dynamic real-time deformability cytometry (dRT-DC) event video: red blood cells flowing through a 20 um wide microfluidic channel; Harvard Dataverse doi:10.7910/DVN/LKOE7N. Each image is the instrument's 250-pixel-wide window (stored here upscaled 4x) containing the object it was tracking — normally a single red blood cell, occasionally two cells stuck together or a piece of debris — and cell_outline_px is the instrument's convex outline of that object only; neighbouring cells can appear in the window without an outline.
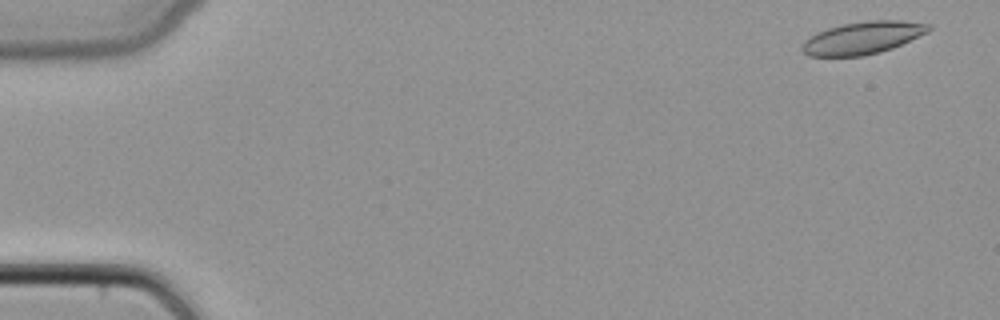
{"species": "common noctule bat (a hibernating species)", "species_latin": "Nyctalus noctula", "temperature_condition": "cold", "stored_images_in_passage": 47, "camera_frame_rate_fps": 3000, "um_per_image_px": 0.085, "animal": {"sex": "female", "body_mass_g": 22.7, "forearm_length_mm": 54.2}, "frame": {"image": 1, "passage_image": 2, "time_ms": 0.333, "image_size_px": [1000, 320], "cell_outline_px": [[932, 28], [928, 32], [892, 48], [880, 52], [864, 56], [808, 56], [800, 48], [804, 40], [816, 32], [828, 28], [844, 24], [868, 20], [900, 20], [932, 24]], "centroid_in_image_um": [73.33, 3.21], "position_along_channel_um": 11.7, "area_um2": 23.99}}
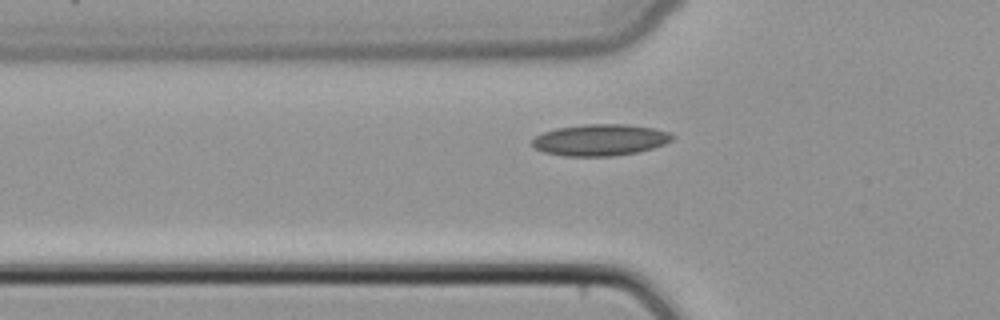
{"frame": {"image": 2, "passage_image": 16, "time_ms": 5.0, "image_size_px": [1000, 320], "cell_outline_px": [[676, 136], [672, 140], [664, 144], [652, 148], [636, 152], [612, 156], [564, 156], [544, 152], [536, 148], [532, 144], [532, 140], [536, 136], [544, 132], [556, 128], [584, 124], [628, 124], [652, 128], [668, 132]], "centroid_in_image_um": [51.02, 11.89], "position_along_channel_um": 74.8, "area_um2": 25.61}}
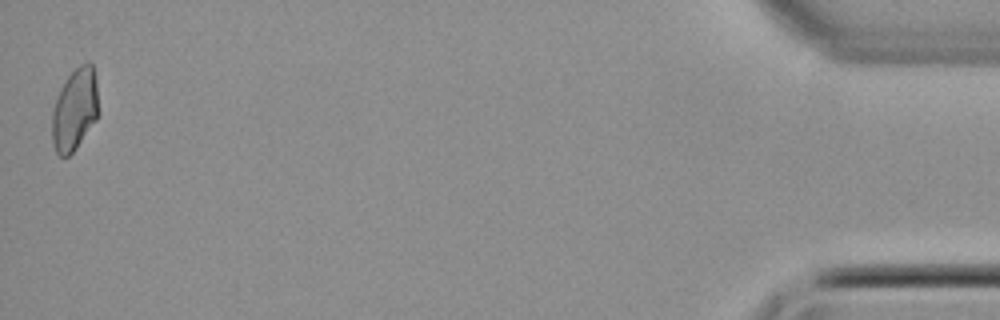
{"frame": {"image": 3, "passage_image": 47, "time_ms": 15.333, "image_size_px": [1000, 320], "cell_outline_px": [[96, 120], [76, 148], [68, 156], [60, 156], [56, 152], [52, 144], [52, 112], [60, 88], [68, 76], [80, 64], [88, 60], [92, 64], [96, 80]], "centroid_in_image_um": [6.32, 9.31], "position_along_channel_um": 428.9, "area_um2": 21.85}}